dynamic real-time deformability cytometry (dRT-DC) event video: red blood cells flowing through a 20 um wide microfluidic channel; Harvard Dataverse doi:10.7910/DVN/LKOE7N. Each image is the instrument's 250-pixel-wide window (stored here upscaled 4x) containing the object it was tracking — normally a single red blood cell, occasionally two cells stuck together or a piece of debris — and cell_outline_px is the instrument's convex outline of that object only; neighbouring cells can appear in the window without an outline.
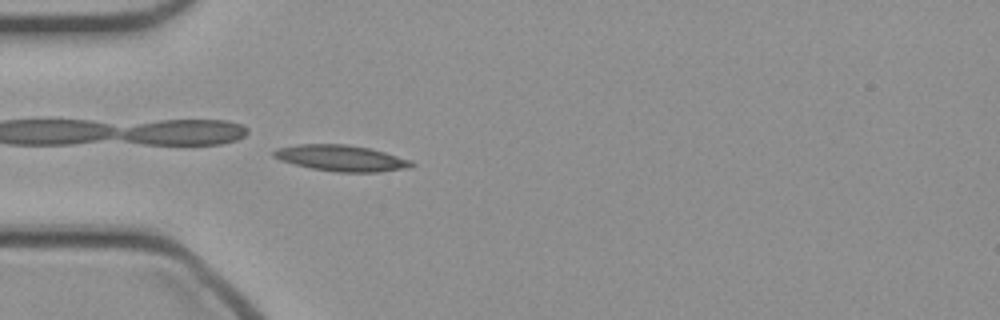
{"species": "common noctule bat (a hibernating species)", "species_latin": "Nyctalus noctula", "temperature_condition": "cold", "stored_images_in_passage": 48, "camera_frame_rate_fps": 3000, "um_per_image_px": 0.085, "animal": {"sex": "female", "body_mass_g": 21.9}, "frame": {"image": 1, "passage_image": 14, "time_ms": 4.333, "image_size_px": [1000, 320], "cell_outline_px": [[416, 164], [412, 168], [380, 172], [336, 172], [312, 168], [280, 160], [272, 156], [272, 152], [276, 148], [300, 144], [348, 144], [368, 148], [384, 152], [412, 160]], "centroid_in_image_um": [29.05, 13.44], "position_along_channel_um": 56.0, "area_um2": 21.04}}
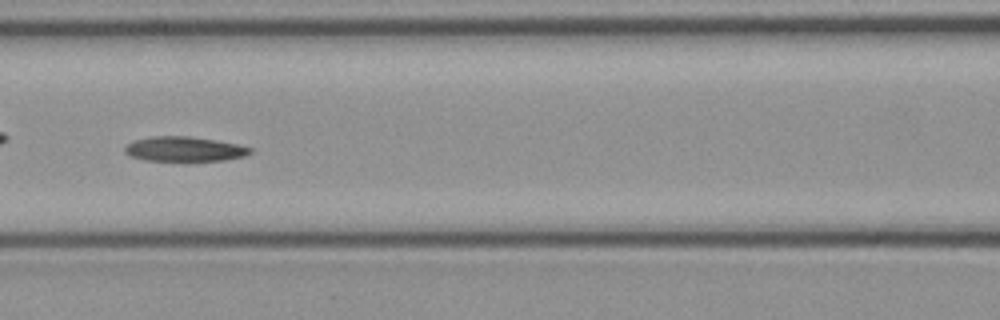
{"frame": {"image": 2, "passage_image": 21, "time_ms": 6.667, "image_size_px": [1000, 320], "cell_outline_px": [[252, 152], [244, 156], [224, 160], [184, 164], [144, 160], [128, 156], [124, 152], [124, 148], [132, 140], [152, 136], [188, 136], [216, 140], [236, 144], [252, 148]], "centroid_in_image_um": [15.62, 12.72], "position_along_channel_um": 151.0, "area_um2": 19.13}}
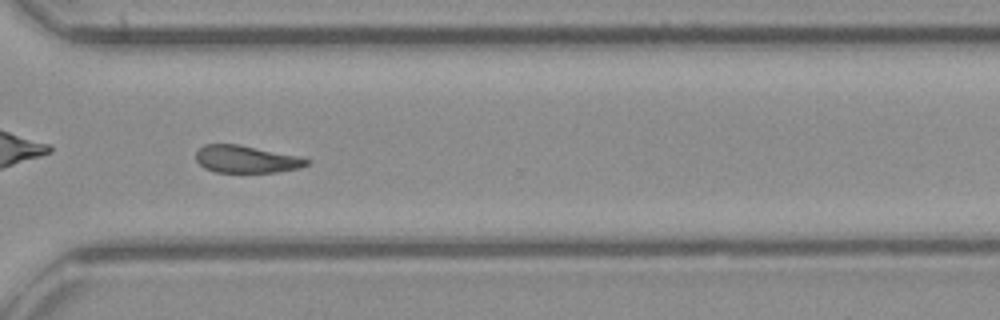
{"frame": {"image": 3, "passage_image": 35, "time_ms": 11.333, "image_size_px": [1000, 320], "cell_outline_px": [[312, 160], [308, 164], [300, 168], [276, 172], [216, 172], [204, 168], [196, 160], [196, 152], [204, 144], [236, 144], [300, 156]], "centroid_in_image_um": [20.95, 13.53], "position_along_channel_um": 349.7, "area_um2": 17.63}}